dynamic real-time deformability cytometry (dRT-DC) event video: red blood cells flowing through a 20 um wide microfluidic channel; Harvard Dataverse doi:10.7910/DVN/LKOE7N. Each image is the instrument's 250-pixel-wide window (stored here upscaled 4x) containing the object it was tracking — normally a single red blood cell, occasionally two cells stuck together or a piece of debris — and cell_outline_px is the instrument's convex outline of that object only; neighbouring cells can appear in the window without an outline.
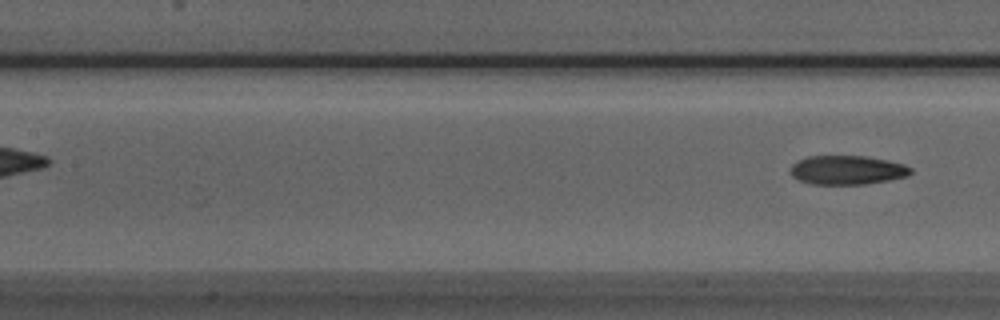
{"species": "Egyptian fruit bat (a non-hibernating species)", "species_latin": "Rousettus aegyptiacus", "temperature_condition": "room temperature", "stored_images_in_passage": 10, "camera_frame_rate_fps": 3000, "um_per_image_px": 0.085, "animal": {"sex": "male"}, "frame": {"image": 1, "passage_image": 10, "time_ms": 3.0, "image_size_px": [1000, 320], "cell_outline_px": [[912, 172], [908, 176], [888, 180], [864, 184], [812, 184], [800, 180], [792, 176], [792, 164], [808, 156], [864, 156], [888, 160], [904, 164], [912, 168]], "centroid_in_image_um": [72.05, 14.45], "position_along_channel_um": 135.3, "area_um2": 20.17}}